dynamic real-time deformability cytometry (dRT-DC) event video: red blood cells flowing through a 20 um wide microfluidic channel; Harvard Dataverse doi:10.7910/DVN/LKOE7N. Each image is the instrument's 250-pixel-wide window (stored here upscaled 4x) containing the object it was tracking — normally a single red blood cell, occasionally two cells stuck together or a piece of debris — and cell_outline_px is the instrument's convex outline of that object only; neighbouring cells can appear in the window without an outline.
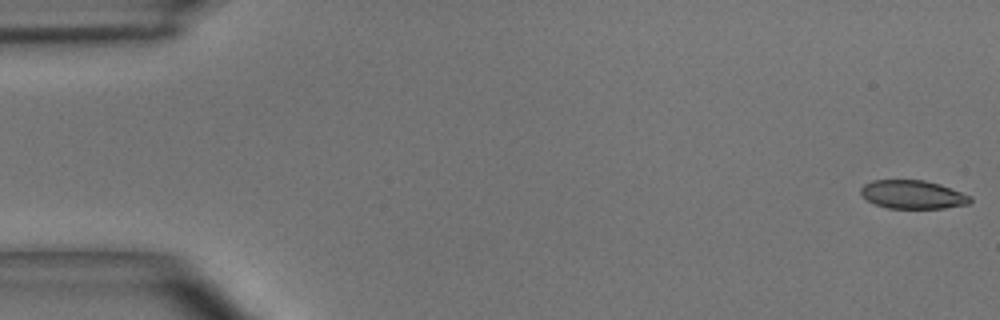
{"species": "common noctule bat (a hibernating species)", "species_latin": "Nyctalus noctula", "temperature_condition": "room temperature", "stored_images_in_passage": 49, "camera_frame_rate_fps": 3000, "um_per_image_px": 0.085, "animal": {"sex": "male", "body_mass_g": 15.6}, "frame": {"image": 1, "passage_image": 1, "time_ms": 0.0, "image_size_px": [1000, 320], "cell_outline_px": [[972, 200], [968, 204], [944, 208], [888, 208], [876, 204], [868, 200], [860, 192], [860, 188], [864, 184], [872, 180], [924, 180], [940, 184], [972, 196]], "centroid_in_image_um": [77.6, 16.53], "position_along_channel_um": 7.4, "area_um2": 18.09}}
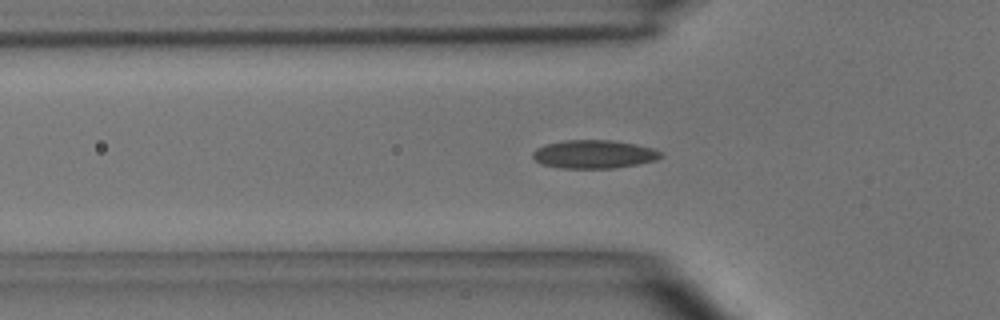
{"frame": {"image": 2, "passage_image": 16, "time_ms": 5.0, "image_size_px": [1000, 320], "cell_outline_px": [[664, 156], [656, 160], [636, 164], [612, 168], [560, 168], [544, 164], [536, 160], [532, 156], [532, 152], [536, 148], [544, 144], [564, 140], [608, 140], [636, 144], [652, 148], [660, 152]], "centroid_in_image_um": [50.47, 13.1], "position_along_channel_um": 75.3, "area_um2": 21.04}}
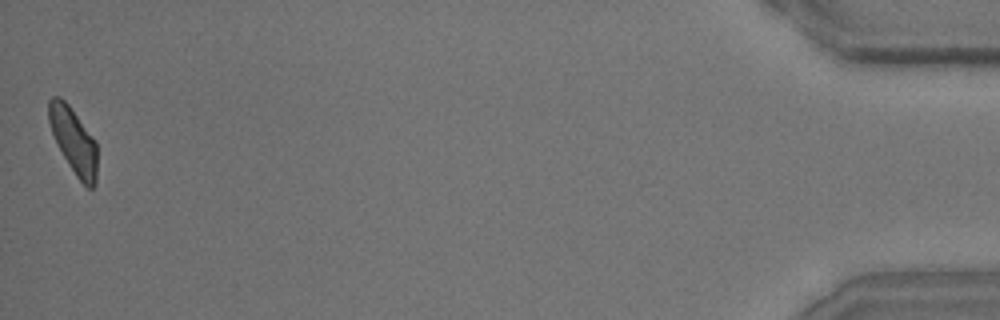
{"frame": {"image": 3, "passage_image": 49, "time_ms": 16.0, "image_size_px": [1000, 320], "cell_outline_px": [[96, 184], [92, 188], [88, 188], [76, 176], [68, 164], [52, 132], [48, 120], [48, 100], [52, 96], [60, 96], [68, 104], [96, 140]], "centroid_in_image_um": [6.25, 11.93], "position_along_channel_um": 428.9, "area_um2": 18.32}, "authors_computed_cell_mechanics": {"area_um2": 19.652, "velocity_mm_per_s": 4.0457, "shape_relaxation_time_tau1_ms": 5.4796, "shape_relaxation_time_tau2_ms": 2.3609, "deformation_change_tau1": 0.1409, "deformation_change_tau2": 0.0817}}